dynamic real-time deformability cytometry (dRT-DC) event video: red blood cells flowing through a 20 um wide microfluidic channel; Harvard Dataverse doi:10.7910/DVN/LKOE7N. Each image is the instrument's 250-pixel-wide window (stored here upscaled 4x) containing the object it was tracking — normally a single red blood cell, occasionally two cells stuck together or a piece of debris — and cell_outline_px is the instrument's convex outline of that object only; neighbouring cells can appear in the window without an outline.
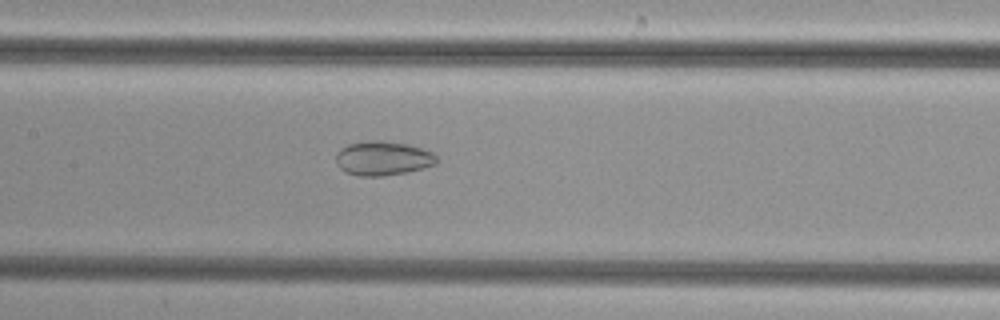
{"species": "common noctule bat (a hibernating species)", "species_latin": "Nyctalus noctula", "temperature_condition": "cold", "stored_images_in_passage": 51, "camera_frame_rate_fps": 3000, "um_per_image_px": 0.085, "animal": {"sex": "female", "body_mass_g": 29.2, "forearm_length_mm": 56.3}, "frame": {"image": 1, "passage_image": 25, "time_ms": 8.0, "image_size_px": [1000, 320], "cell_outline_px": [[436, 164], [424, 168], [408, 172], [384, 176], [360, 176], [344, 172], [336, 164], [336, 152], [340, 148], [348, 144], [368, 140], [380, 140], [408, 144], [432, 152], [436, 156]], "centroid_in_image_um": [32.51, 13.46], "position_along_channel_um": 174.9, "area_um2": 20.29}}
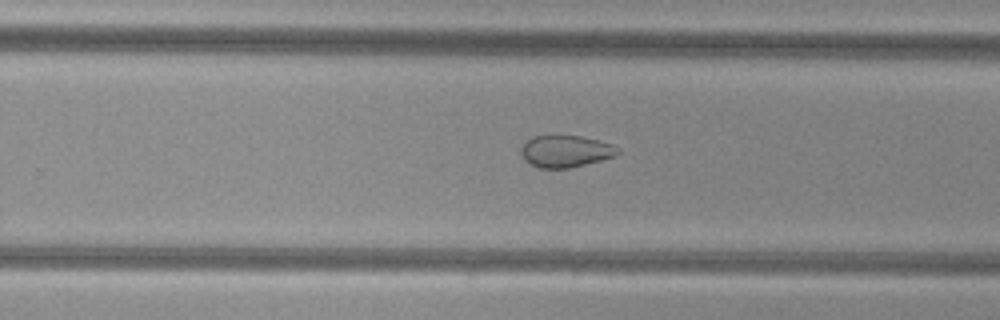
{"frame": {"image": 2, "passage_image": 33, "time_ms": 10.667, "image_size_px": [1000, 320], "cell_outline_px": [[620, 152], [612, 156], [600, 160], [568, 168], [540, 168], [524, 160], [520, 152], [520, 148], [532, 136], [552, 132], [580, 136], [600, 140], [612, 144], [620, 148]], "centroid_in_image_um": [48.03, 12.8], "position_along_channel_um": 281.8, "area_um2": 18.5}}
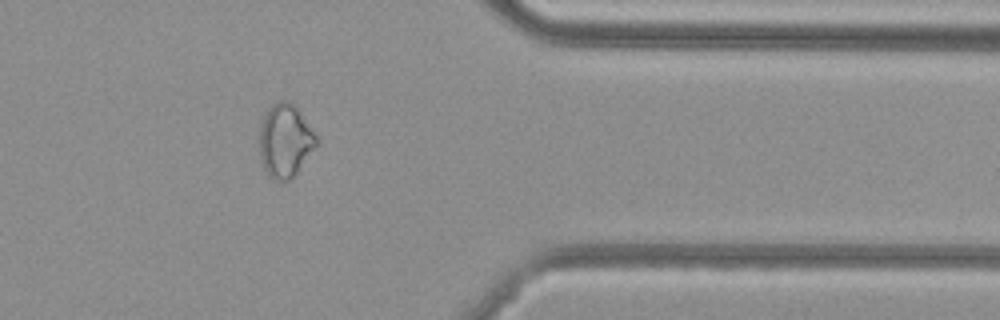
{"frame": {"image": 3, "passage_image": 42, "time_ms": 13.667, "image_size_px": [1000, 320], "cell_outline_px": [[320, 140], [296, 172], [288, 180], [276, 180], [268, 176], [260, 160], [260, 124], [268, 108], [272, 104], [280, 100], [288, 100], [300, 112]], "centroid_in_image_um": [24.22, 11.94], "position_along_channel_um": 387.2, "area_um2": 23.99}}